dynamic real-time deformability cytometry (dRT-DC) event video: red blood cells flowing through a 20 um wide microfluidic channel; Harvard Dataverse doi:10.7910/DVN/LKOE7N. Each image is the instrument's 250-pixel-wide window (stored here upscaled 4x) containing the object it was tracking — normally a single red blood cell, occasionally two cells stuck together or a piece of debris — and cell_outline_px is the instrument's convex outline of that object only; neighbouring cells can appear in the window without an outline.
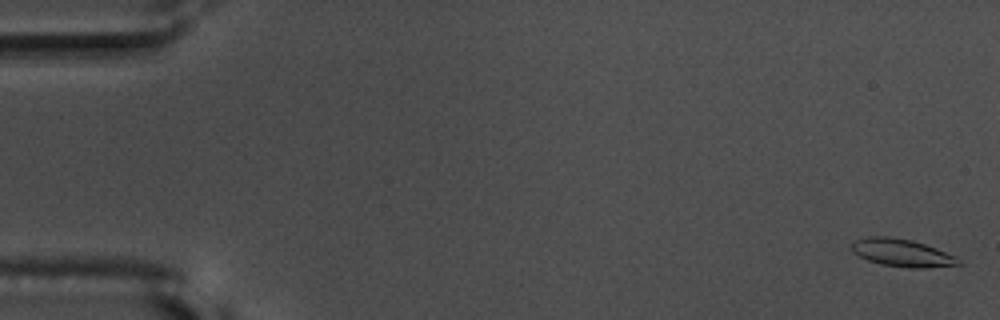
{"species": "common noctule bat (a hibernating species)", "species_latin": "Nyctalus noctula", "temperature_condition": "warm", "stored_images_in_passage": 58, "camera_frame_rate_fps": 3000, "um_per_image_px": 0.085, "animal": {"sex": "male", "body_mass_g": 17.5, "forearm_length_mm": 52.3}, "frame": {"image": 1, "passage_image": 2, "time_ms": 0.333, "image_size_px": [1000, 320], "cell_outline_px": [[964, 264], [924, 268], [908, 268], [880, 264], [868, 260], [852, 252], [852, 244], [856, 240], [868, 236], [888, 236], [912, 240], [936, 248], [956, 256]], "centroid_in_image_um": [76.69, 21.49], "position_along_channel_um": 8.3, "area_um2": 17.22}}
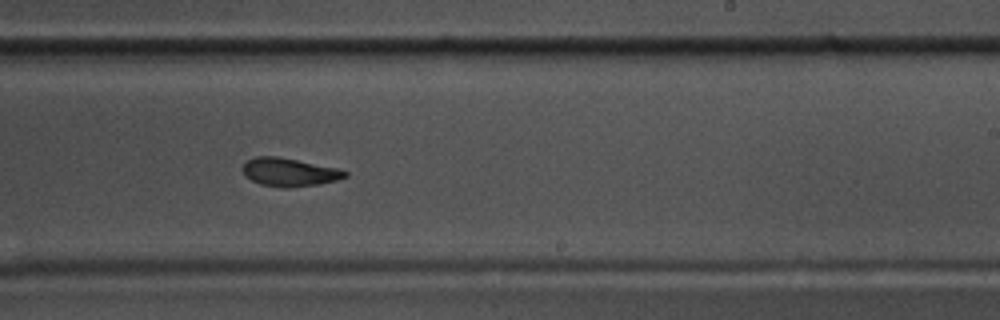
{"frame": {"image": 2, "passage_image": 36, "time_ms": 11.667, "image_size_px": [1000, 320], "cell_outline_px": [[348, 176], [336, 180], [320, 184], [288, 188], [284, 188], [260, 184], [244, 176], [244, 164], [248, 160], [256, 156], [276, 156], [340, 168], [348, 172]], "centroid_in_image_um": [24.63, 14.64], "position_along_channel_um": 264.4, "area_um2": 16.88}}
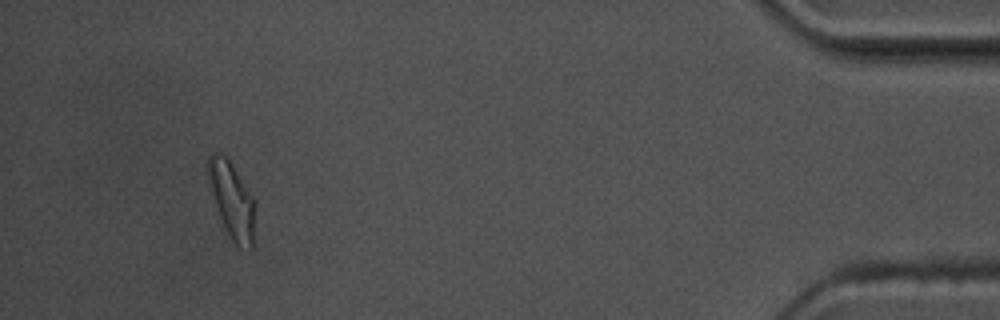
{"frame": {"image": 3, "passage_image": 54, "time_ms": 17.667, "image_size_px": [1000, 320], "cell_outline_px": [[252, 248], [248, 252], [240, 248], [232, 240], [220, 216], [212, 192], [208, 172], [208, 156], [212, 152], [216, 152], [224, 156], [232, 164], [252, 196]], "centroid_in_image_um": [19.69, 17.0], "position_along_channel_um": 415.5, "area_um2": 19.59}, "authors_computed_cell_mechanics": {"area_um2": 17.2244, "velocity_mm_per_s": 3.6275, "shape_relaxation_time_tau1_ms": 6.5612, "shape_relaxation_time_tau2_ms": 4.5138, "deformation_change_tau1": 0.1762, "deformation_change_tau2": 0.111}}